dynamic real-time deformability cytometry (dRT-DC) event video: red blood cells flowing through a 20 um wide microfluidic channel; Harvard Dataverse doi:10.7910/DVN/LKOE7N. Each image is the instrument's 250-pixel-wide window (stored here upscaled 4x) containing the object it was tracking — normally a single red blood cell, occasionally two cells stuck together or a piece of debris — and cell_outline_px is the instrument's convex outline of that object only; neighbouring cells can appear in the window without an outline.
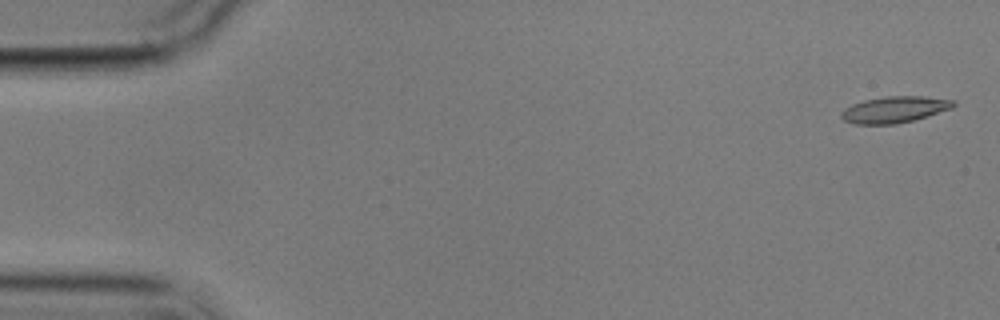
{"species": "common noctule bat (a hibernating species)", "species_latin": "Nyctalus noctula", "temperature_condition": "cold", "stored_images_in_passage": 5, "camera_frame_rate_fps": 3000, "um_per_image_px": 0.085, "animal": {"sex": "male", "body_mass_g": 17.9}, "frame": {"image": 1, "passage_image": 1, "time_ms": 0.0, "image_size_px": [1000, 320], "cell_outline_px": [[956, 104], [952, 108], [912, 120], [896, 124], [852, 124], [844, 120], [840, 116], [840, 112], [844, 108], [852, 104], [864, 100], [888, 96], [924, 96], [956, 100]], "centroid_in_image_um": [76.01, 9.3], "position_along_channel_um": 9.0, "area_um2": 17.22}}
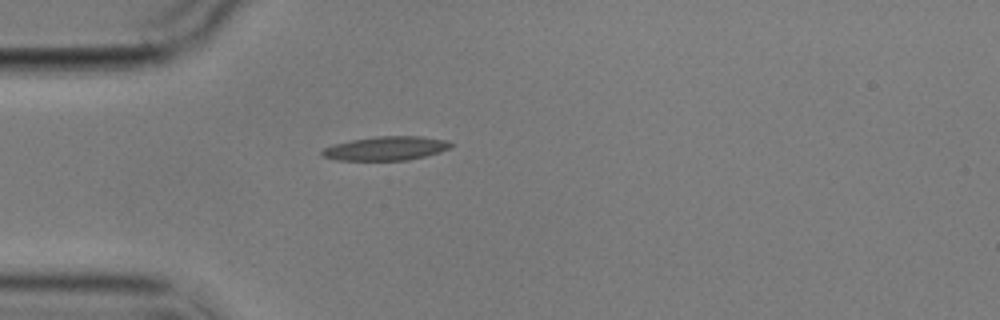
{"frame": {"image": 2, "passage_image": 5, "time_ms": 4.667, "image_size_px": [1000, 320], "cell_outline_px": [[456, 144], [440, 152], [408, 160], [336, 160], [320, 156], [320, 152], [324, 148], [332, 144], [352, 140], [376, 136], [420, 136], [448, 140]], "centroid_in_image_um": [32.8, 12.61], "position_along_channel_um": 52.2, "area_um2": 18.09}}